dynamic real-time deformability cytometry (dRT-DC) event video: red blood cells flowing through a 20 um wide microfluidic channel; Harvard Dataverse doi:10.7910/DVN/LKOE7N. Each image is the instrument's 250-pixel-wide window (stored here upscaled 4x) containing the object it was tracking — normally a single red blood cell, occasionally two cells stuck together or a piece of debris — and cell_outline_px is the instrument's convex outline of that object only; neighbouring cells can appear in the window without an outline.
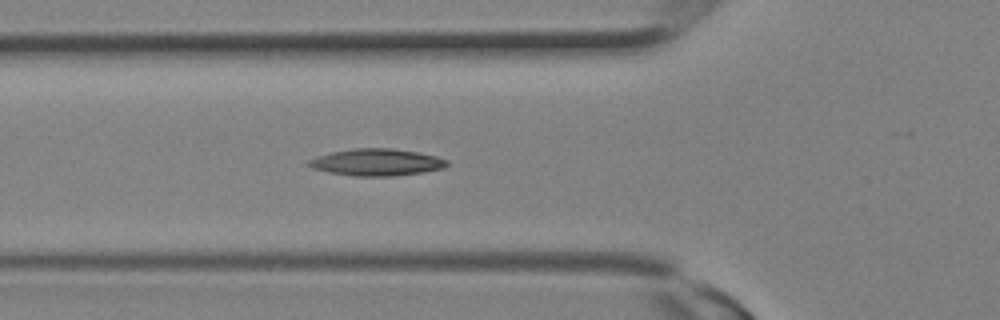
{"species": "Egyptian fruit bat (a non-hibernating species)", "species_latin": "Rousettus aegyptiacus", "temperature_condition": "room temperature", "stored_images_in_passage": 19, "camera_frame_rate_fps": 3000, "um_per_image_px": 0.085, "animal": {"sex": "female"}, "frame": {"image": 1, "passage_image": 2, "time_ms": 0.333, "image_size_px": [1000, 320], "cell_outline_px": [[448, 164], [444, 168], [424, 172], [392, 176], [352, 176], [328, 172], [312, 168], [304, 164], [308, 160], [316, 156], [332, 152], [352, 148], [392, 148], [420, 152], [436, 156], [448, 160]], "centroid_in_image_um": [31.99, 13.79], "position_along_channel_um": 93.8, "area_um2": 21.96}}
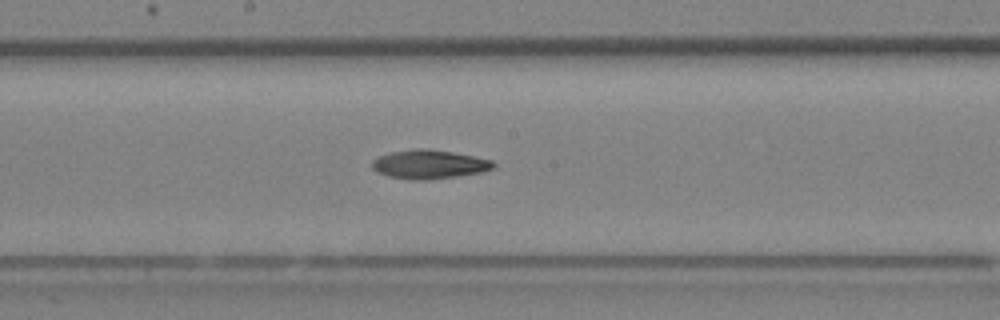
{"frame": {"image": 2, "passage_image": 7, "time_ms": 2.0, "image_size_px": [1000, 320], "cell_outline_px": [[496, 164], [492, 168], [480, 172], [456, 176], [428, 180], [412, 180], [388, 176], [376, 172], [372, 168], [372, 160], [376, 156], [388, 152], [412, 148], [428, 148], [452, 152], [492, 160]], "centroid_in_image_um": [36.4, 13.95], "position_along_channel_um": 211.8, "area_um2": 20.58}}
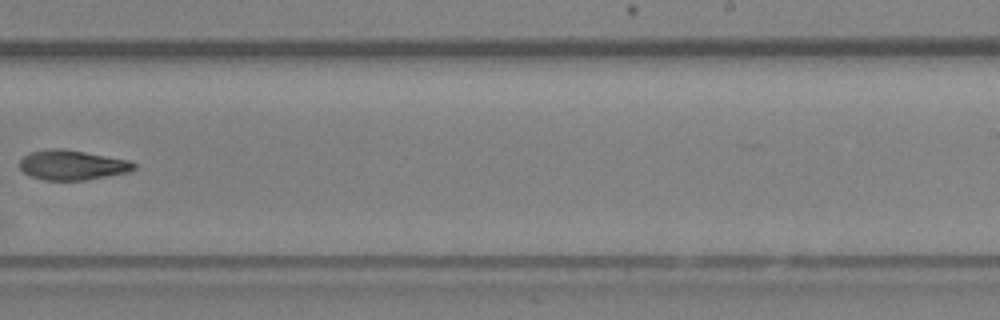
{"frame": {"image": 3, "passage_image": 10, "time_ms": 3.0, "image_size_px": [1000, 320], "cell_outline_px": [[136, 168], [128, 172], [84, 180], [44, 180], [28, 176], [20, 168], [20, 160], [28, 152], [48, 148], [60, 148], [84, 152], [128, 160], [136, 164]], "centroid_in_image_um": [6.09, 14.02], "position_along_channel_um": 282.9, "area_um2": 19.83}}